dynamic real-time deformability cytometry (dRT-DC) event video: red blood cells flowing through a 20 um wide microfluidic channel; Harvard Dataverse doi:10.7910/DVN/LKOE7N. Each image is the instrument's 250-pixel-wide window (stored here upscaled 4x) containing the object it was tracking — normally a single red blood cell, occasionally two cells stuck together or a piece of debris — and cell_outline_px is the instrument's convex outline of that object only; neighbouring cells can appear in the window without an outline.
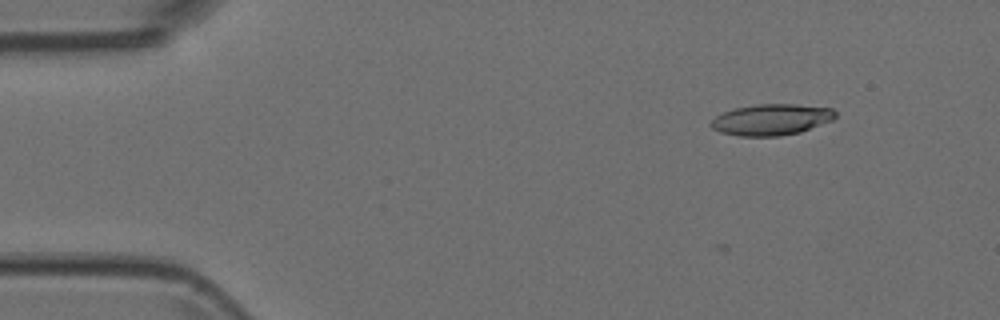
{"species": "Egyptian fruit bat (a non-hibernating species)", "species_latin": "Rousettus aegyptiacus", "temperature_condition": "room temperature", "stored_images_in_passage": 4, "camera_frame_rate_fps": 3000, "um_per_image_px": 0.085, "animal": {"sex": "female"}, "frame": {"image": 1, "passage_image": 4, "time_ms": 1.0, "image_size_px": [1000, 320], "cell_outline_px": [[836, 116], [832, 120], [800, 132], [780, 136], [740, 136], [720, 132], [712, 128], [708, 124], [716, 116], [724, 112], [736, 108], [756, 104], [796, 104], [832, 108], [836, 112]], "centroid_in_image_um": [65.56, 10.16], "position_along_channel_um": 19.4, "area_um2": 22.54}}